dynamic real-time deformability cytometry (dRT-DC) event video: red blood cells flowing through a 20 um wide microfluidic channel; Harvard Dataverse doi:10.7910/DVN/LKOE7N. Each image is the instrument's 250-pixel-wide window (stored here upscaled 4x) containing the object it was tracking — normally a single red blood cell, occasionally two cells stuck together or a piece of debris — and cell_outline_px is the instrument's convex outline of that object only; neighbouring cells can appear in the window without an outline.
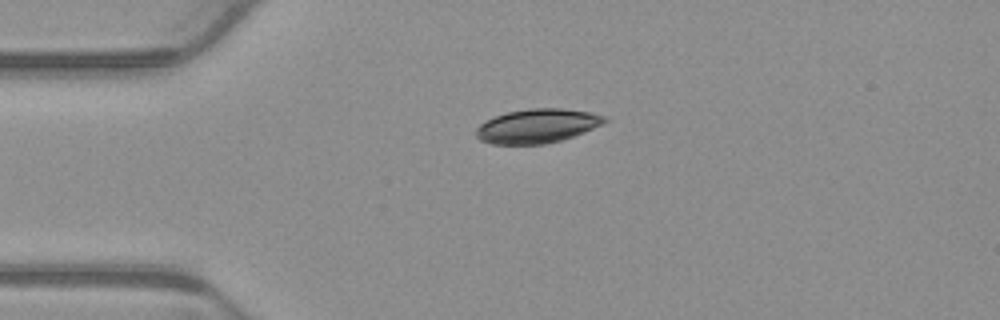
{"species": "common noctule bat (a hibernating species)", "species_latin": "Nyctalus noctula", "temperature_condition": "warm", "stored_images_in_passage": 2, "camera_frame_rate_fps": 3000, "um_per_image_px": 0.085, "animal": {"sex": "male", "body_mass_g": 23.1, "forearm_length_mm": 52.7}, "frame": {"image": 1, "passage_image": 1, "time_ms": 0.0, "image_size_px": [1000, 320], "cell_outline_px": [[608, 120], [584, 132], [560, 140], [544, 144], [492, 144], [480, 140], [476, 136], [476, 128], [480, 124], [496, 116], [508, 112], [528, 108], [560, 108], [592, 112], [604, 116]], "centroid_in_image_um": [45.64, 10.7], "position_along_channel_um": 39.4, "area_um2": 25.26}}